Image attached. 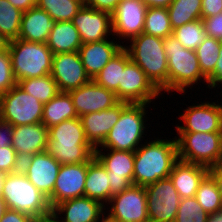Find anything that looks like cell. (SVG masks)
<instances>
[{
	"mask_svg": "<svg viewBox=\"0 0 222 222\" xmlns=\"http://www.w3.org/2000/svg\"><path fill=\"white\" fill-rule=\"evenodd\" d=\"M161 138L157 136L149 142L146 139L135 150L133 185L146 187L169 177L179 160L176 137Z\"/></svg>",
	"mask_w": 222,
	"mask_h": 222,
	"instance_id": "1",
	"label": "cell"
},
{
	"mask_svg": "<svg viewBox=\"0 0 222 222\" xmlns=\"http://www.w3.org/2000/svg\"><path fill=\"white\" fill-rule=\"evenodd\" d=\"M95 148L88 142L79 117L48 128L47 152L61 165L87 162Z\"/></svg>",
	"mask_w": 222,
	"mask_h": 222,
	"instance_id": "2",
	"label": "cell"
},
{
	"mask_svg": "<svg viewBox=\"0 0 222 222\" xmlns=\"http://www.w3.org/2000/svg\"><path fill=\"white\" fill-rule=\"evenodd\" d=\"M2 199L8 209L30 215L38 222H50L52 208L48 198L20 170L5 177Z\"/></svg>",
	"mask_w": 222,
	"mask_h": 222,
	"instance_id": "3",
	"label": "cell"
},
{
	"mask_svg": "<svg viewBox=\"0 0 222 222\" xmlns=\"http://www.w3.org/2000/svg\"><path fill=\"white\" fill-rule=\"evenodd\" d=\"M130 45L123 47L130 59L147 75L152 84L163 94L168 92V61L164 50V39L141 33L132 38Z\"/></svg>",
	"mask_w": 222,
	"mask_h": 222,
	"instance_id": "4",
	"label": "cell"
},
{
	"mask_svg": "<svg viewBox=\"0 0 222 222\" xmlns=\"http://www.w3.org/2000/svg\"><path fill=\"white\" fill-rule=\"evenodd\" d=\"M163 45L168 61V94L174 91L185 94L200 82H206L208 88V79L201 72L194 50L186 49L172 35L164 39Z\"/></svg>",
	"mask_w": 222,
	"mask_h": 222,
	"instance_id": "5",
	"label": "cell"
},
{
	"mask_svg": "<svg viewBox=\"0 0 222 222\" xmlns=\"http://www.w3.org/2000/svg\"><path fill=\"white\" fill-rule=\"evenodd\" d=\"M146 103H131L121 113L119 120L109 131L104 142L97 148L135 151L147 134ZM146 118V119H145ZM145 135V136H144Z\"/></svg>",
	"mask_w": 222,
	"mask_h": 222,
	"instance_id": "6",
	"label": "cell"
},
{
	"mask_svg": "<svg viewBox=\"0 0 222 222\" xmlns=\"http://www.w3.org/2000/svg\"><path fill=\"white\" fill-rule=\"evenodd\" d=\"M8 50L17 83L22 79L43 77L51 73L53 53L46 43L15 39L10 41Z\"/></svg>",
	"mask_w": 222,
	"mask_h": 222,
	"instance_id": "7",
	"label": "cell"
},
{
	"mask_svg": "<svg viewBox=\"0 0 222 222\" xmlns=\"http://www.w3.org/2000/svg\"><path fill=\"white\" fill-rule=\"evenodd\" d=\"M179 160L210 168L222 160V132H177Z\"/></svg>",
	"mask_w": 222,
	"mask_h": 222,
	"instance_id": "8",
	"label": "cell"
},
{
	"mask_svg": "<svg viewBox=\"0 0 222 222\" xmlns=\"http://www.w3.org/2000/svg\"><path fill=\"white\" fill-rule=\"evenodd\" d=\"M44 104L26 93L18 84L0 96V120L13 127L40 123Z\"/></svg>",
	"mask_w": 222,
	"mask_h": 222,
	"instance_id": "9",
	"label": "cell"
},
{
	"mask_svg": "<svg viewBox=\"0 0 222 222\" xmlns=\"http://www.w3.org/2000/svg\"><path fill=\"white\" fill-rule=\"evenodd\" d=\"M94 156L108 172L110 198L133 184L135 151L95 148Z\"/></svg>",
	"mask_w": 222,
	"mask_h": 222,
	"instance_id": "10",
	"label": "cell"
},
{
	"mask_svg": "<svg viewBox=\"0 0 222 222\" xmlns=\"http://www.w3.org/2000/svg\"><path fill=\"white\" fill-rule=\"evenodd\" d=\"M149 222H175L180 196L170 177L145 187Z\"/></svg>",
	"mask_w": 222,
	"mask_h": 222,
	"instance_id": "11",
	"label": "cell"
},
{
	"mask_svg": "<svg viewBox=\"0 0 222 222\" xmlns=\"http://www.w3.org/2000/svg\"><path fill=\"white\" fill-rule=\"evenodd\" d=\"M146 203L145 187L132 184L110 198L107 204L111 208L105 206V212L117 222H149Z\"/></svg>",
	"mask_w": 222,
	"mask_h": 222,
	"instance_id": "12",
	"label": "cell"
},
{
	"mask_svg": "<svg viewBox=\"0 0 222 222\" xmlns=\"http://www.w3.org/2000/svg\"><path fill=\"white\" fill-rule=\"evenodd\" d=\"M115 94L120 102L151 104L162 93L152 84L142 69L130 60L124 68Z\"/></svg>",
	"mask_w": 222,
	"mask_h": 222,
	"instance_id": "13",
	"label": "cell"
},
{
	"mask_svg": "<svg viewBox=\"0 0 222 222\" xmlns=\"http://www.w3.org/2000/svg\"><path fill=\"white\" fill-rule=\"evenodd\" d=\"M200 103L184 109L179 116L183 124H176V132H222V103L219 104L218 99L216 102L204 100Z\"/></svg>",
	"mask_w": 222,
	"mask_h": 222,
	"instance_id": "14",
	"label": "cell"
},
{
	"mask_svg": "<svg viewBox=\"0 0 222 222\" xmlns=\"http://www.w3.org/2000/svg\"><path fill=\"white\" fill-rule=\"evenodd\" d=\"M147 6L142 0H121L112 13V30L119 40L129 41L143 33Z\"/></svg>",
	"mask_w": 222,
	"mask_h": 222,
	"instance_id": "15",
	"label": "cell"
},
{
	"mask_svg": "<svg viewBox=\"0 0 222 222\" xmlns=\"http://www.w3.org/2000/svg\"><path fill=\"white\" fill-rule=\"evenodd\" d=\"M50 74L60 92H70L91 81L78 51L53 54Z\"/></svg>",
	"mask_w": 222,
	"mask_h": 222,
	"instance_id": "16",
	"label": "cell"
},
{
	"mask_svg": "<svg viewBox=\"0 0 222 222\" xmlns=\"http://www.w3.org/2000/svg\"><path fill=\"white\" fill-rule=\"evenodd\" d=\"M61 164L47 151L22 161L21 171L47 198L53 193Z\"/></svg>",
	"mask_w": 222,
	"mask_h": 222,
	"instance_id": "17",
	"label": "cell"
},
{
	"mask_svg": "<svg viewBox=\"0 0 222 222\" xmlns=\"http://www.w3.org/2000/svg\"><path fill=\"white\" fill-rule=\"evenodd\" d=\"M88 165L89 160L79 164L61 165L53 193L48 198L51 208L61 201L84 197Z\"/></svg>",
	"mask_w": 222,
	"mask_h": 222,
	"instance_id": "18",
	"label": "cell"
},
{
	"mask_svg": "<svg viewBox=\"0 0 222 222\" xmlns=\"http://www.w3.org/2000/svg\"><path fill=\"white\" fill-rule=\"evenodd\" d=\"M105 214L101 202L84 196L56 204L50 222H98Z\"/></svg>",
	"mask_w": 222,
	"mask_h": 222,
	"instance_id": "19",
	"label": "cell"
},
{
	"mask_svg": "<svg viewBox=\"0 0 222 222\" xmlns=\"http://www.w3.org/2000/svg\"><path fill=\"white\" fill-rule=\"evenodd\" d=\"M82 44L110 39L113 36L112 14L83 5L72 20Z\"/></svg>",
	"mask_w": 222,
	"mask_h": 222,
	"instance_id": "20",
	"label": "cell"
},
{
	"mask_svg": "<svg viewBox=\"0 0 222 222\" xmlns=\"http://www.w3.org/2000/svg\"><path fill=\"white\" fill-rule=\"evenodd\" d=\"M68 93L78 117L112 108L120 102L115 92L96 84L93 80Z\"/></svg>",
	"mask_w": 222,
	"mask_h": 222,
	"instance_id": "21",
	"label": "cell"
},
{
	"mask_svg": "<svg viewBox=\"0 0 222 222\" xmlns=\"http://www.w3.org/2000/svg\"><path fill=\"white\" fill-rule=\"evenodd\" d=\"M119 102L112 108L85 114L80 118L86 138L94 147H99L107 137L109 131L119 120L122 111L129 105Z\"/></svg>",
	"mask_w": 222,
	"mask_h": 222,
	"instance_id": "22",
	"label": "cell"
},
{
	"mask_svg": "<svg viewBox=\"0 0 222 222\" xmlns=\"http://www.w3.org/2000/svg\"><path fill=\"white\" fill-rule=\"evenodd\" d=\"M12 147L21 161L47 151L48 128L43 123L13 127Z\"/></svg>",
	"mask_w": 222,
	"mask_h": 222,
	"instance_id": "23",
	"label": "cell"
},
{
	"mask_svg": "<svg viewBox=\"0 0 222 222\" xmlns=\"http://www.w3.org/2000/svg\"><path fill=\"white\" fill-rule=\"evenodd\" d=\"M116 37L98 42L82 44L79 54L87 75L93 80L107 63L123 48Z\"/></svg>",
	"mask_w": 222,
	"mask_h": 222,
	"instance_id": "24",
	"label": "cell"
},
{
	"mask_svg": "<svg viewBox=\"0 0 222 222\" xmlns=\"http://www.w3.org/2000/svg\"><path fill=\"white\" fill-rule=\"evenodd\" d=\"M56 21L37 6L24 11L21 18L18 39L28 42L47 43L49 33Z\"/></svg>",
	"mask_w": 222,
	"mask_h": 222,
	"instance_id": "25",
	"label": "cell"
},
{
	"mask_svg": "<svg viewBox=\"0 0 222 222\" xmlns=\"http://www.w3.org/2000/svg\"><path fill=\"white\" fill-rule=\"evenodd\" d=\"M208 174V168L202 165L178 160L169 175L180 198L195 197L200 182Z\"/></svg>",
	"mask_w": 222,
	"mask_h": 222,
	"instance_id": "26",
	"label": "cell"
},
{
	"mask_svg": "<svg viewBox=\"0 0 222 222\" xmlns=\"http://www.w3.org/2000/svg\"><path fill=\"white\" fill-rule=\"evenodd\" d=\"M110 180L108 172L101 162L93 155L89 159V165L85 180L84 196L101 202L108 206L110 200Z\"/></svg>",
	"mask_w": 222,
	"mask_h": 222,
	"instance_id": "27",
	"label": "cell"
},
{
	"mask_svg": "<svg viewBox=\"0 0 222 222\" xmlns=\"http://www.w3.org/2000/svg\"><path fill=\"white\" fill-rule=\"evenodd\" d=\"M47 46L53 54L79 51L82 41L72 21L56 22L50 31Z\"/></svg>",
	"mask_w": 222,
	"mask_h": 222,
	"instance_id": "28",
	"label": "cell"
},
{
	"mask_svg": "<svg viewBox=\"0 0 222 222\" xmlns=\"http://www.w3.org/2000/svg\"><path fill=\"white\" fill-rule=\"evenodd\" d=\"M72 98L68 92H59L48 103L44 104L42 121L47 128L62 121L77 118Z\"/></svg>",
	"mask_w": 222,
	"mask_h": 222,
	"instance_id": "29",
	"label": "cell"
},
{
	"mask_svg": "<svg viewBox=\"0 0 222 222\" xmlns=\"http://www.w3.org/2000/svg\"><path fill=\"white\" fill-rule=\"evenodd\" d=\"M127 50L123 47L97 74L93 81L104 88L115 92L121 83L122 72L130 61Z\"/></svg>",
	"mask_w": 222,
	"mask_h": 222,
	"instance_id": "30",
	"label": "cell"
},
{
	"mask_svg": "<svg viewBox=\"0 0 222 222\" xmlns=\"http://www.w3.org/2000/svg\"><path fill=\"white\" fill-rule=\"evenodd\" d=\"M201 8L202 0H173L167 8L172 28L202 19Z\"/></svg>",
	"mask_w": 222,
	"mask_h": 222,
	"instance_id": "31",
	"label": "cell"
},
{
	"mask_svg": "<svg viewBox=\"0 0 222 222\" xmlns=\"http://www.w3.org/2000/svg\"><path fill=\"white\" fill-rule=\"evenodd\" d=\"M17 84L26 93L35 97L43 104L48 103L60 92L51 74L43 77L22 79Z\"/></svg>",
	"mask_w": 222,
	"mask_h": 222,
	"instance_id": "32",
	"label": "cell"
},
{
	"mask_svg": "<svg viewBox=\"0 0 222 222\" xmlns=\"http://www.w3.org/2000/svg\"><path fill=\"white\" fill-rule=\"evenodd\" d=\"M83 5V0H37L36 4L56 22L72 21Z\"/></svg>",
	"mask_w": 222,
	"mask_h": 222,
	"instance_id": "33",
	"label": "cell"
},
{
	"mask_svg": "<svg viewBox=\"0 0 222 222\" xmlns=\"http://www.w3.org/2000/svg\"><path fill=\"white\" fill-rule=\"evenodd\" d=\"M172 31L167 8H147L143 33L165 39L172 35Z\"/></svg>",
	"mask_w": 222,
	"mask_h": 222,
	"instance_id": "34",
	"label": "cell"
},
{
	"mask_svg": "<svg viewBox=\"0 0 222 222\" xmlns=\"http://www.w3.org/2000/svg\"><path fill=\"white\" fill-rule=\"evenodd\" d=\"M196 199L200 206L210 215L222 211V198L217 184L208 173L200 182L196 191Z\"/></svg>",
	"mask_w": 222,
	"mask_h": 222,
	"instance_id": "35",
	"label": "cell"
},
{
	"mask_svg": "<svg viewBox=\"0 0 222 222\" xmlns=\"http://www.w3.org/2000/svg\"><path fill=\"white\" fill-rule=\"evenodd\" d=\"M22 14L8 0H0V33L10 41L18 39Z\"/></svg>",
	"mask_w": 222,
	"mask_h": 222,
	"instance_id": "36",
	"label": "cell"
},
{
	"mask_svg": "<svg viewBox=\"0 0 222 222\" xmlns=\"http://www.w3.org/2000/svg\"><path fill=\"white\" fill-rule=\"evenodd\" d=\"M220 46V40L207 36L195 50L201 72L207 79L215 72Z\"/></svg>",
	"mask_w": 222,
	"mask_h": 222,
	"instance_id": "37",
	"label": "cell"
},
{
	"mask_svg": "<svg viewBox=\"0 0 222 222\" xmlns=\"http://www.w3.org/2000/svg\"><path fill=\"white\" fill-rule=\"evenodd\" d=\"M172 36L175 37L186 49L195 51L205 40L207 34L204 31L202 19H198L173 29Z\"/></svg>",
	"mask_w": 222,
	"mask_h": 222,
	"instance_id": "38",
	"label": "cell"
},
{
	"mask_svg": "<svg viewBox=\"0 0 222 222\" xmlns=\"http://www.w3.org/2000/svg\"><path fill=\"white\" fill-rule=\"evenodd\" d=\"M210 214L203 210L196 197L180 199L175 222H208Z\"/></svg>",
	"mask_w": 222,
	"mask_h": 222,
	"instance_id": "39",
	"label": "cell"
},
{
	"mask_svg": "<svg viewBox=\"0 0 222 222\" xmlns=\"http://www.w3.org/2000/svg\"><path fill=\"white\" fill-rule=\"evenodd\" d=\"M17 84L15 80L9 50L0 52V96Z\"/></svg>",
	"mask_w": 222,
	"mask_h": 222,
	"instance_id": "40",
	"label": "cell"
},
{
	"mask_svg": "<svg viewBox=\"0 0 222 222\" xmlns=\"http://www.w3.org/2000/svg\"><path fill=\"white\" fill-rule=\"evenodd\" d=\"M22 161L12 146L0 147V172L6 174L21 170Z\"/></svg>",
	"mask_w": 222,
	"mask_h": 222,
	"instance_id": "41",
	"label": "cell"
},
{
	"mask_svg": "<svg viewBox=\"0 0 222 222\" xmlns=\"http://www.w3.org/2000/svg\"><path fill=\"white\" fill-rule=\"evenodd\" d=\"M204 31L208 37L222 41V12L202 19Z\"/></svg>",
	"mask_w": 222,
	"mask_h": 222,
	"instance_id": "42",
	"label": "cell"
},
{
	"mask_svg": "<svg viewBox=\"0 0 222 222\" xmlns=\"http://www.w3.org/2000/svg\"><path fill=\"white\" fill-rule=\"evenodd\" d=\"M84 5L112 14L121 0H83Z\"/></svg>",
	"mask_w": 222,
	"mask_h": 222,
	"instance_id": "43",
	"label": "cell"
},
{
	"mask_svg": "<svg viewBox=\"0 0 222 222\" xmlns=\"http://www.w3.org/2000/svg\"><path fill=\"white\" fill-rule=\"evenodd\" d=\"M222 12V0H202V19Z\"/></svg>",
	"mask_w": 222,
	"mask_h": 222,
	"instance_id": "44",
	"label": "cell"
},
{
	"mask_svg": "<svg viewBox=\"0 0 222 222\" xmlns=\"http://www.w3.org/2000/svg\"><path fill=\"white\" fill-rule=\"evenodd\" d=\"M219 55H220V57L216 63L215 72L208 78V88L209 89L212 88L215 90L216 87H217V89H219L220 86H222V41H221V46L219 49Z\"/></svg>",
	"mask_w": 222,
	"mask_h": 222,
	"instance_id": "45",
	"label": "cell"
},
{
	"mask_svg": "<svg viewBox=\"0 0 222 222\" xmlns=\"http://www.w3.org/2000/svg\"><path fill=\"white\" fill-rule=\"evenodd\" d=\"M0 222H38L28 214L18 212L13 209H7Z\"/></svg>",
	"mask_w": 222,
	"mask_h": 222,
	"instance_id": "46",
	"label": "cell"
},
{
	"mask_svg": "<svg viewBox=\"0 0 222 222\" xmlns=\"http://www.w3.org/2000/svg\"><path fill=\"white\" fill-rule=\"evenodd\" d=\"M13 126L0 120V147L12 146Z\"/></svg>",
	"mask_w": 222,
	"mask_h": 222,
	"instance_id": "47",
	"label": "cell"
},
{
	"mask_svg": "<svg viewBox=\"0 0 222 222\" xmlns=\"http://www.w3.org/2000/svg\"><path fill=\"white\" fill-rule=\"evenodd\" d=\"M208 173L215 180L222 198V160H220L216 165L208 168Z\"/></svg>",
	"mask_w": 222,
	"mask_h": 222,
	"instance_id": "48",
	"label": "cell"
},
{
	"mask_svg": "<svg viewBox=\"0 0 222 222\" xmlns=\"http://www.w3.org/2000/svg\"><path fill=\"white\" fill-rule=\"evenodd\" d=\"M12 6L20 9L22 12L33 8L37 4V0H8Z\"/></svg>",
	"mask_w": 222,
	"mask_h": 222,
	"instance_id": "49",
	"label": "cell"
},
{
	"mask_svg": "<svg viewBox=\"0 0 222 222\" xmlns=\"http://www.w3.org/2000/svg\"><path fill=\"white\" fill-rule=\"evenodd\" d=\"M147 7L168 8L173 0H142Z\"/></svg>",
	"mask_w": 222,
	"mask_h": 222,
	"instance_id": "50",
	"label": "cell"
},
{
	"mask_svg": "<svg viewBox=\"0 0 222 222\" xmlns=\"http://www.w3.org/2000/svg\"><path fill=\"white\" fill-rule=\"evenodd\" d=\"M10 40H8L2 33H0V52L9 49Z\"/></svg>",
	"mask_w": 222,
	"mask_h": 222,
	"instance_id": "51",
	"label": "cell"
},
{
	"mask_svg": "<svg viewBox=\"0 0 222 222\" xmlns=\"http://www.w3.org/2000/svg\"><path fill=\"white\" fill-rule=\"evenodd\" d=\"M208 222H222V211H218L214 215H210Z\"/></svg>",
	"mask_w": 222,
	"mask_h": 222,
	"instance_id": "52",
	"label": "cell"
},
{
	"mask_svg": "<svg viewBox=\"0 0 222 222\" xmlns=\"http://www.w3.org/2000/svg\"><path fill=\"white\" fill-rule=\"evenodd\" d=\"M7 209L6 202L0 197V219L3 217Z\"/></svg>",
	"mask_w": 222,
	"mask_h": 222,
	"instance_id": "53",
	"label": "cell"
},
{
	"mask_svg": "<svg viewBox=\"0 0 222 222\" xmlns=\"http://www.w3.org/2000/svg\"><path fill=\"white\" fill-rule=\"evenodd\" d=\"M6 175L7 174L5 172H0V197L2 196V193H3V186H4Z\"/></svg>",
	"mask_w": 222,
	"mask_h": 222,
	"instance_id": "54",
	"label": "cell"
},
{
	"mask_svg": "<svg viewBox=\"0 0 222 222\" xmlns=\"http://www.w3.org/2000/svg\"><path fill=\"white\" fill-rule=\"evenodd\" d=\"M98 222H117L110 217H108L106 214L98 221Z\"/></svg>",
	"mask_w": 222,
	"mask_h": 222,
	"instance_id": "55",
	"label": "cell"
}]
</instances>
